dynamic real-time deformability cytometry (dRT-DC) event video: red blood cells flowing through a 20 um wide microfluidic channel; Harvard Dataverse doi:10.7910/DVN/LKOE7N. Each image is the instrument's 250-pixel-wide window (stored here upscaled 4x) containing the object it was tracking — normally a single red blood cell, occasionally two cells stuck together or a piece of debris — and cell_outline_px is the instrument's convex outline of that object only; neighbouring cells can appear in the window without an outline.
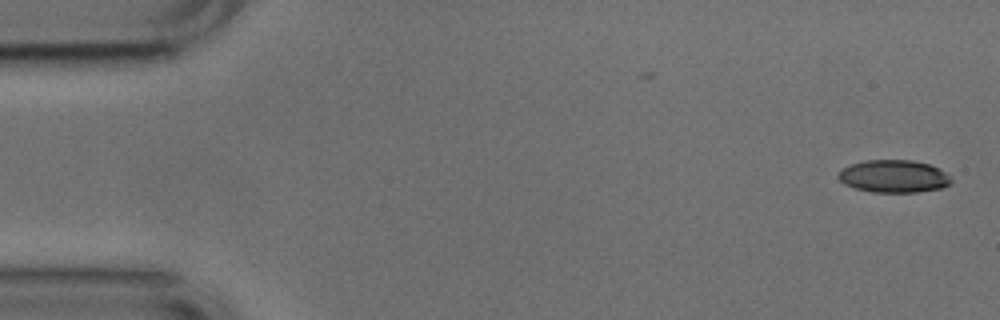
{"species": "common noctule bat (a hibernating species)", "species_latin": "Nyctalus noctula", "temperature_condition": "cold", "stored_images_in_passage": 52, "camera_frame_rate_fps": 3000, "um_per_image_px": 0.085, "animal": {"sex": "male", "body_mass_g": 17.9, "forearm_length_mm": 54.2}, "frame": {"image": 1, "passage_image": 1, "time_ms": 0.0, "image_size_px": [1000, 320], "cell_outline_px": [[952, 180], [944, 188], [916, 192], [872, 192], [856, 188], [844, 184], [836, 176], [844, 168], [852, 164], [864, 160], [912, 160], [928, 164], [940, 168]], "centroid_in_image_um": [75.97, 14.98], "position_along_channel_um": 9.0, "area_um2": 21.33}}
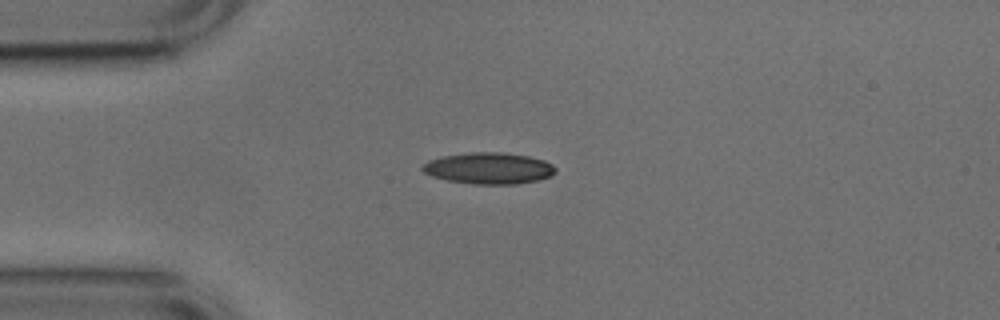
{"frame": {"image": 2, "passage_image": 12, "time_ms": 3.667, "image_size_px": [1000, 320], "cell_outline_px": [[556, 172], [552, 176], [536, 180], [516, 184], [472, 184], [448, 180], [432, 176], [424, 172], [420, 168], [428, 160], [440, 156], [472, 152], [504, 152], [528, 156], [544, 160], [552, 164], [556, 168]], "centroid_in_image_um": [41.55, 14.29], "position_along_channel_um": 43.5, "area_um2": 24.45}}
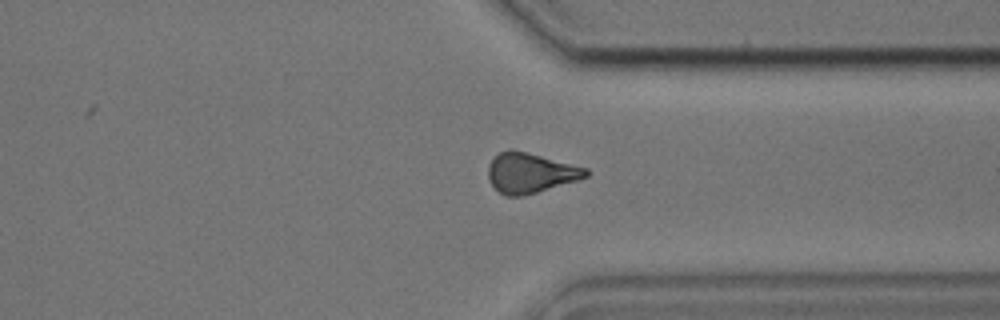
{"frame": {"image": 3, "passage_image": 39, "time_ms": 12.667, "image_size_px": [1000, 320], "cell_outline_px": [[588, 176], [576, 180], [536, 192], [520, 196], [504, 196], [488, 180], [488, 164], [500, 152], [508, 148], [512, 148], [588, 168]], "centroid_in_image_um": [45.05, 14.68], "position_along_channel_um": 366.4, "area_um2": 22.6}, "authors_computed_cell_mechanics": {"area_um2": 22.5709, "velocity_mm_per_s": 3.785, "shape_relaxation_time_tau1_ms": 6.7278, "shape_relaxation_time_tau2_ms": 4.1013, "deformation_change_tau1": 0.1661, "deformation_change_tau2": 0.1224}}